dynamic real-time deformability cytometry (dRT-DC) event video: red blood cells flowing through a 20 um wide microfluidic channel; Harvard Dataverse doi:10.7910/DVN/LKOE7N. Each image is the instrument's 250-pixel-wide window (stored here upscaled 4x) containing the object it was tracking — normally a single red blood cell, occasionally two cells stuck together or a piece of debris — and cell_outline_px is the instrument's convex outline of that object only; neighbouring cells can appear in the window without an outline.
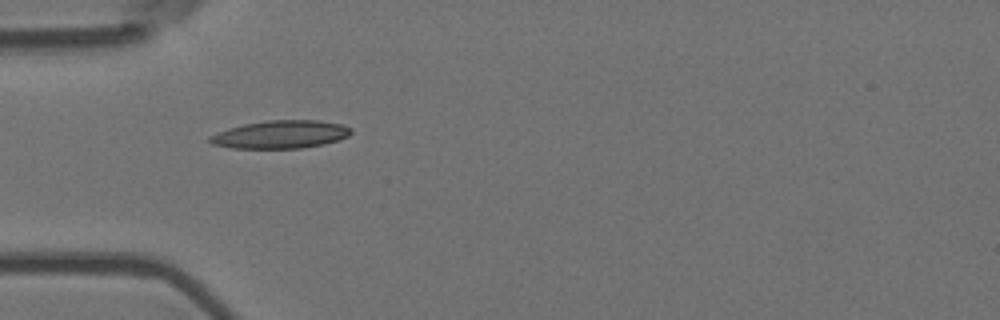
{"species": "Egyptian fruit bat (a non-hibernating species)", "species_latin": "Rousettus aegyptiacus", "temperature_condition": "room temperature", "stored_images_in_passage": 10, "camera_frame_rate_fps": 3000, "um_per_image_px": 0.085, "animal": {"sex": "female"}, "frame": {"image": 1, "passage_image": 5, "time_ms": 1.333, "image_size_px": [1000, 320], "cell_outline_px": [[352, 132], [348, 136], [324, 144], [300, 148], [232, 148], [212, 144], [208, 140], [208, 136], [228, 128], [244, 124], [268, 120], [316, 120], [344, 124], [352, 128]], "centroid_in_image_um": [23.85, 11.42], "position_along_channel_um": 61.2, "area_um2": 23.0}}
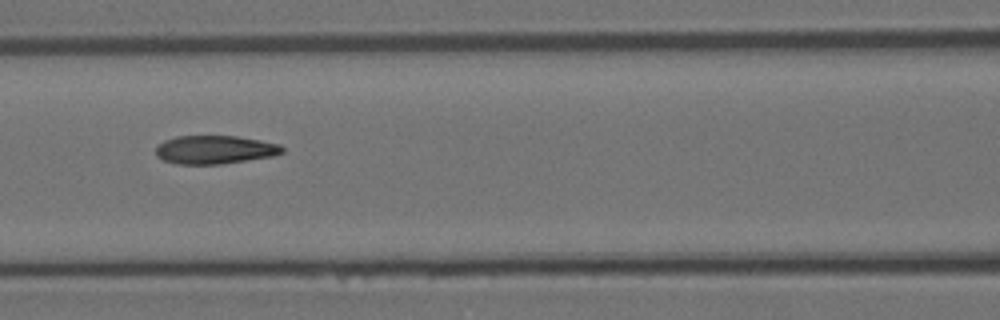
{"frame": {"image": 2, "passage_image": 7, "time_ms": 2.0, "image_size_px": [1000, 320], "cell_outline_px": [[284, 152], [272, 156], [220, 164], [176, 164], [164, 160], [156, 156], [156, 148], [164, 140], [176, 136], [236, 136], [260, 140], [280, 144], [284, 148]], "centroid_in_image_um": [18.26, 12.72], "position_along_channel_um": 148.3, "area_um2": 20.87}}
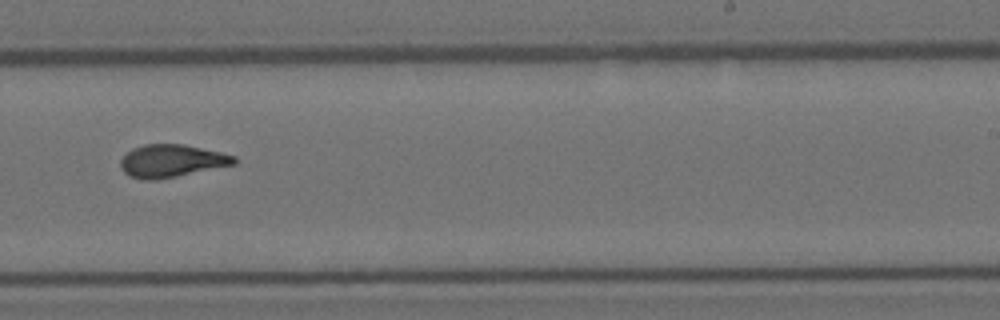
{"frame": {"image": 3, "passage_image": 10, "time_ms": 3.0, "image_size_px": [1000, 320], "cell_outline_px": [[236, 164], [156, 180], [144, 180], [128, 176], [120, 168], [120, 160], [132, 148], [144, 144], [184, 144], [220, 152], [236, 156]], "centroid_in_image_um": [14.56, 13.67], "position_along_channel_um": 274.4, "area_um2": 21.62}}